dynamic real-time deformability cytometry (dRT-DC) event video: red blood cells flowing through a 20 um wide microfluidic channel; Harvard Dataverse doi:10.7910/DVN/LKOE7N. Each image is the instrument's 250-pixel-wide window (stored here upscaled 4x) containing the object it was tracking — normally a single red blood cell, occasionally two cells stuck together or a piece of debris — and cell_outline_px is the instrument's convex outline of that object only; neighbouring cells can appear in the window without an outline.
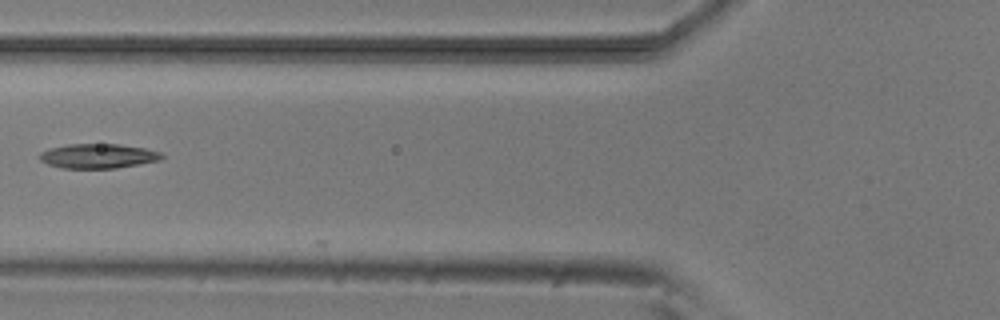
{"species": "common noctule bat (a hibernating species)", "species_latin": "Nyctalus noctula", "temperature_condition": "room temperature", "stored_images_in_passage": 6, "camera_frame_rate_fps": 3000, "um_per_image_px": 0.085, "animal": {"sex": "male", "body_mass_g": 20.5, "forearm_length_mm": 52.5}, "frame": {"image": 1, "passage_image": 5, "time_ms": 5.667, "image_size_px": [1000, 320], "cell_outline_px": [[164, 156], [160, 160], [140, 164], [116, 168], [60, 168], [48, 164], [40, 160], [40, 152], [48, 148], [68, 144], [120, 144], [144, 148], [160, 152]], "centroid_in_image_um": [8.32, 13.26], "position_along_channel_um": 117.5, "area_um2": 17.51}}